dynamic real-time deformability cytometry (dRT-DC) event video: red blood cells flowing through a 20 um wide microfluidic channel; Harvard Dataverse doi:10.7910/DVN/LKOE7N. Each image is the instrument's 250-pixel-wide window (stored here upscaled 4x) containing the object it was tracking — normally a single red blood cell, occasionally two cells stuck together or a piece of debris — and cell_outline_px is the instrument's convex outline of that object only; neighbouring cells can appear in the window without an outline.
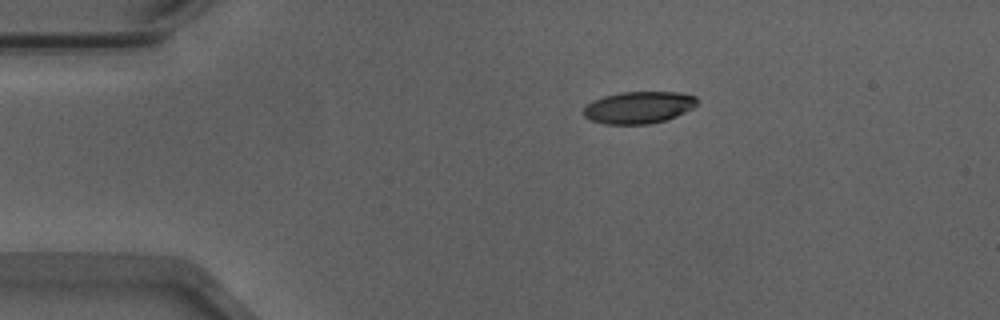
{"species": "Egyptian fruit bat (a non-hibernating species)", "species_latin": "Rousettus aegyptiacus", "temperature_condition": "warm", "stored_images_in_passage": 44, "camera_frame_rate_fps": 3000, "um_per_image_px": 0.085, "animal": {"sex": "male"}, "frame": {"image": 1, "passage_image": 1, "time_ms": 0.0, "image_size_px": [1000, 320], "cell_outline_px": [[700, 104], [676, 116], [664, 120], [648, 124], [604, 124], [592, 120], [584, 116], [584, 108], [592, 100], [604, 96], [620, 92], [680, 92], [696, 96]], "centroid_in_image_um": [54.32, 9.12], "position_along_channel_um": 30.7, "area_um2": 21.21}}
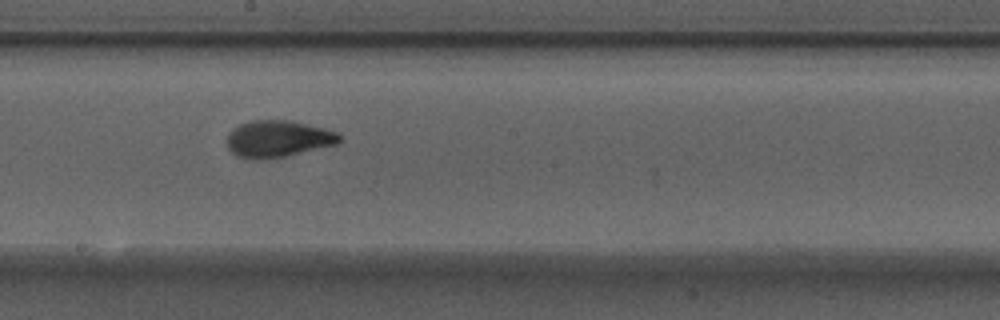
{"frame": {"image": 2, "passage_image": 20, "time_ms": 6.333, "image_size_px": [1000, 320], "cell_outline_px": [[344, 140], [336, 144], [284, 156], [256, 160], [252, 160], [236, 156], [228, 148], [228, 132], [232, 128], [240, 124], [252, 120], [288, 120], [324, 128], [336, 132], [344, 136]], "centroid_in_image_um": [23.62, 11.8], "position_along_channel_um": 224.6, "area_um2": 24.1}}
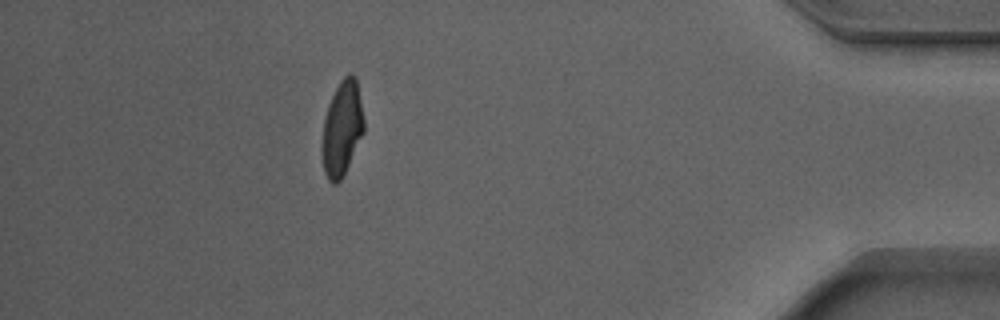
{"frame": {"image": 3, "passage_image": 38, "time_ms": 12.333, "image_size_px": [1000, 320], "cell_outline_px": [[364, 132], [340, 180], [336, 184], [332, 184], [328, 180], [324, 172], [320, 152], [320, 148], [324, 120], [328, 104], [340, 80], [348, 72], [352, 72], [356, 76], [364, 120]], "centroid_in_image_um": [29.05, 10.9], "position_along_channel_um": 406.2, "area_um2": 23.29}, "authors_computed_cell_mechanics": {"area_um2": 23.0911, "velocity_mm_per_s": 3.8951, "shape_relaxation_time_tau1_ms": 3.4095, "shape_relaxation_time_tau2_ms": 1.0679, "deformation_change_tau1": 0.1809, "deformation_change_tau2": 0.0695}}